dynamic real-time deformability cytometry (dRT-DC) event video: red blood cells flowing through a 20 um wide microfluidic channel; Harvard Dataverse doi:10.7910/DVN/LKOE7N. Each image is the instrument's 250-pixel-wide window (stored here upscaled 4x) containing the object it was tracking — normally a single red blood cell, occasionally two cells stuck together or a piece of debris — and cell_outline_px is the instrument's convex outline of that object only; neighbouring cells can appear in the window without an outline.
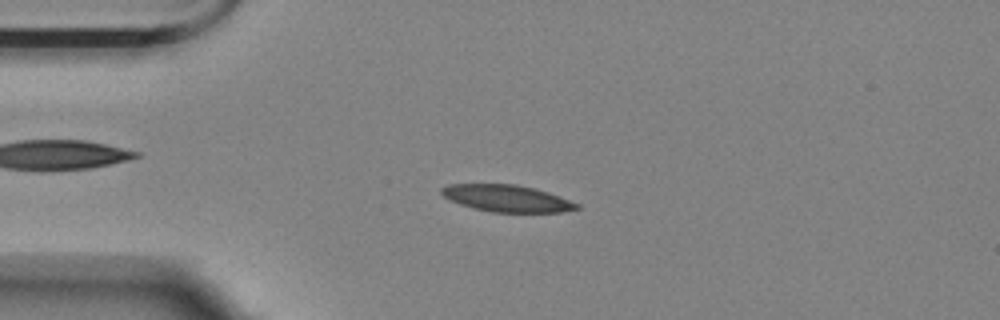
{"species": "Egyptian fruit bat (a non-hibernating species)", "species_latin": "Rousettus aegyptiacus", "temperature_condition": "room temperature", "stored_images_in_passage": 55, "camera_frame_rate_fps": 3000, "um_per_image_px": 0.085, "animal": {"sex": "female"}, "frame": {"image": 1, "passage_image": 12, "time_ms": 3.667, "image_size_px": [1000, 320], "cell_outline_px": [[580, 208], [560, 212], [492, 212], [472, 208], [448, 200], [440, 192], [440, 188], [448, 184], [516, 184], [536, 188], [548, 192], [580, 204]], "centroid_in_image_um": [43.06, 16.85], "position_along_channel_um": 41.9, "area_um2": 21.27}}
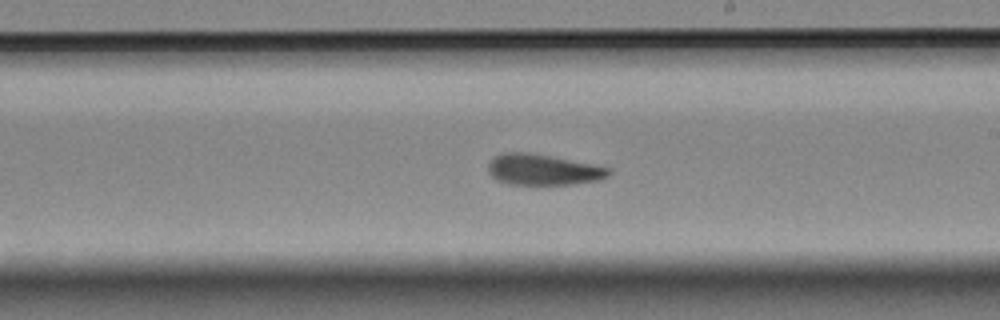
{"frame": {"image": 2, "passage_image": 31, "time_ms": 10.0, "image_size_px": [1000, 320], "cell_outline_px": [[612, 172], [608, 176], [600, 180], [576, 184], [508, 184], [496, 180], [488, 172], [488, 164], [496, 156], [504, 152], [528, 152], [552, 156], [612, 168]], "centroid_in_image_um": [46.19, 14.42], "position_along_channel_um": 242.8, "area_um2": 21.79}}
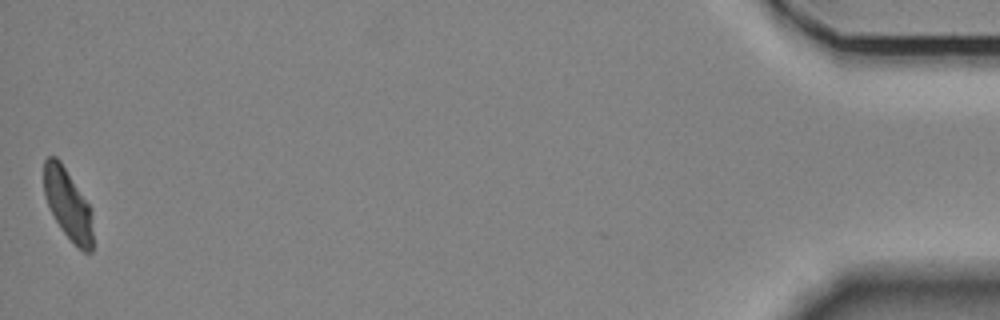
{"frame": {"image": 3, "passage_image": 55, "time_ms": 18.0, "image_size_px": [1000, 320], "cell_outline_px": [[92, 252], [84, 252], [60, 228], [48, 204], [44, 192], [44, 160], [48, 156], [56, 156], [60, 160], [92, 208]], "centroid_in_image_um": [5.78, 17.32], "position_along_channel_um": 429.4, "area_um2": 19.94}, "authors_computed_cell_mechanics": {"area_um2": 21.675, "velocity_mm_per_s": 3.5015, "shape_relaxation_time_tau1_ms": 5.3013, "shape_relaxation_time_tau2_ms": 2.3769, "deformation_change_tau1": 0.1616, "deformation_change_tau2": 0.0921}}